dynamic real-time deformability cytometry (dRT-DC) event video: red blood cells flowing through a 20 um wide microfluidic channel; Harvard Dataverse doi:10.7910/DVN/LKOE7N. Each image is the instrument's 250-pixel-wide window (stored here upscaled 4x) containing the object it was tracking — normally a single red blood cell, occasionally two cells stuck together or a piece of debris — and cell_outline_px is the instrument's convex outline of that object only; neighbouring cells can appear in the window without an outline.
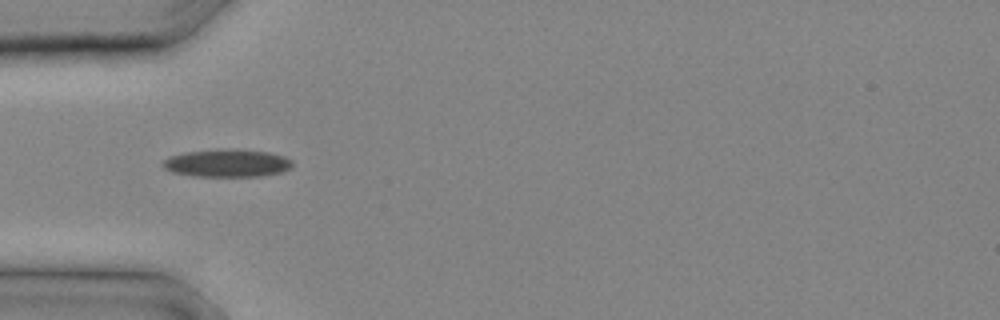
{"species": "common noctule bat (a hibernating species)", "species_latin": "Nyctalus noctula", "temperature_condition": "cold", "stored_images_in_passage": 7, "camera_frame_rate_fps": 3000, "um_per_image_px": 0.085, "animal": {"sex": "male", "body_mass_g": 20.4}, "frame": {"image": 1, "passage_image": 1, "time_ms": 0.0, "image_size_px": [1000, 320], "cell_outline_px": [[292, 168], [280, 172], [260, 176], [192, 176], [172, 172], [164, 168], [160, 164], [168, 156], [184, 152], [228, 148], [232, 148], [268, 152], [284, 156], [292, 160]], "centroid_in_image_um": [19.28, 13.85], "position_along_channel_um": 65.7, "area_um2": 21.15}}
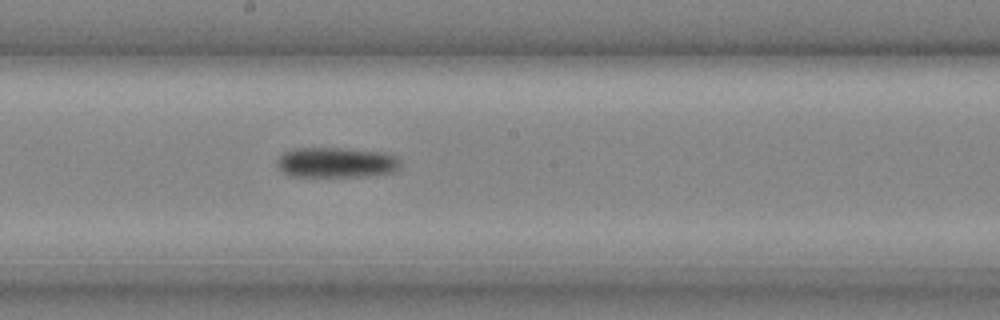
{"frame": {"image": 2, "passage_image": 7, "time_ms": 2.0, "image_size_px": [1000, 320], "cell_outline_px": [[400, 168], [392, 172], [364, 176], [288, 176], [276, 164], [276, 160], [284, 152], [296, 148], [344, 148], [384, 152], [396, 156], [400, 160]], "centroid_in_image_um": [28.59, 13.8], "position_along_channel_um": 219.6, "area_um2": 21.79}}